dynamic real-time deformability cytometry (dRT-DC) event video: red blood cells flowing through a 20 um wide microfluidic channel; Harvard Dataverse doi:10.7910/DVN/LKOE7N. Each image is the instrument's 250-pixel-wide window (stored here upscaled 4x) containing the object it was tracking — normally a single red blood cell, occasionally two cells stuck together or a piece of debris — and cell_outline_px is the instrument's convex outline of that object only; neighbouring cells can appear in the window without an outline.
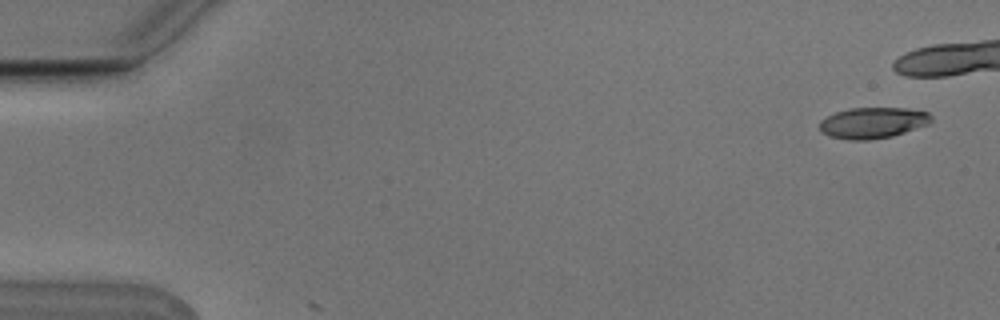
{"species": "Egyptian fruit bat (a non-hibernating species)", "species_latin": "Rousettus aegyptiacus", "temperature_condition": "cold", "stored_images_in_passage": 7, "camera_frame_rate_fps": 3000, "um_per_image_px": 0.085, "animal": {"sex": "male"}, "frame": {"image": 1, "passage_image": 1, "time_ms": 0.0, "image_size_px": [1000, 320], "cell_outline_px": [[932, 120], [928, 124], [892, 136], [868, 140], [852, 140], [828, 136], [820, 128], [820, 120], [836, 112], [852, 108], [904, 108], [928, 112], [932, 116]], "centroid_in_image_um": [74.2, 10.43], "position_along_channel_um": 10.8, "area_um2": 19.94}}